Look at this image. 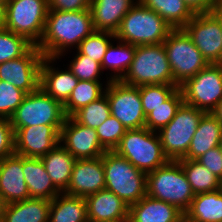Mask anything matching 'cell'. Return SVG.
Here are the masks:
<instances>
[{
  "instance_id": "4dcf8cb0",
  "label": "cell",
  "mask_w": 222,
  "mask_h": 222,
  "mask_svg": "<svg viewBox=\"0 0 222 222\" xmlns=\"http://www.w3.org/2000/svg\"><path fill=\"white\" fill-rule=\"evenodd\" d=\"M195 194L222 188V181L197 160H178Z\"/></svg>"
},
{
  "instance_id": "c3c4849f",
  "label": "cell",
  "mask_w": 222,
  "mask_h": 222,
  "mask_svg": "<svg viewBox=\"0 0 222 222\" xmlns=\"http://www.w3.org/2000/svg\"><path fill=\"white\" fill-rule=\"evenodd\" d=\"M3 206H4V204H3V202L1 201V198H0V222H1Z\"/></svg>"
},
{
  "instance_id": "8992f818",
  "label": "cell",
  "mask_w": 222,
  "mask_h": 222,
  "mask_svg": "<svg viewBox=\"0 0 222 222\" xmlns=\"http://www.w3.org/2000/svg\"><path fill=\"white\" fill-rule=\"evenodd\" d=\"M114 151L146 174L170 161L164 154L157 132L146 127L127 130Z\"/></svg>"
},
{
  "instance_id": "8fae6325",
  "label": "cell",
  "mask_w": 222,
  "mask_h": 222,
  "mask_svg": "<svg viewBox=\"0 0 222 222\" xmlns=\"http://www.w3.org/2000/svg\"><path fill=\"white\" fill-rule=\"evenodd\" d=\"M179 89L185 104L211 113L222 100V64H209Z\"/></svg>"
},
{
  "instance_id": "d4e9b609",
  "label": "cell",
  "mask_w": 222,
  "mask_h": 222,
  "mask_svg": "<svg viewBox=\"0 0 222 222\" xmlns=\"http://www.w3.org/2000/svg\"><path fill=\"white\" fill-rule=\"evenodd\" d=\"M222 125L212 113H205L197 126L190 147L183 159L196 160L208 150L219 146Z\"/></svg>"
},
{
  "instance_id": "bcb514c9",
  "label": "cell",
  "mask_w": 222,
  "mask_h": 222,
  "mask_svg": "<svg viewBox=\"0 0 222 222\" xmlns=\"http://www.w3.org/2000/svg\"><path fill=\"white\" fill-rule=\"evenodd\" d=\"M222 125V100L217 104L216 108L211 112Z\"/></svg>"
},
{
  "instance_id": "d6a6232c",
  "label": "cell",
  "mask_w": 222,
  "mask_h": 222,
  "mask_svg": "<svg viewBox=\"0 0 222 222\" xmlns=\"http://www.w3.org/2000/svg\"><path fill=\"white\" fill-rule=\"evenodd\" d=\"M183 103V95L178 88L161 106L146 116L145 127L153 132H158L170 123Z\"/></svg>"
},
{
  "instance_id": "b9f144b4",
  "label": "cell",
  "mask_w": 222,
  "mask_h": 222,
  "mask_svg": "<svg viewBox=\"0 0 222 222\" xmlns=\"http://www.w3.org/2000/svg\"><path fill=\"white\" fill-rule=\"evenodd\" d=\"M222 181V151L220 146L208 150L196 159Z\"/></svg>"
},
{
  "instance_id": "484cf974",
  "label": "cell",
  "mask_w": 222,
  "mask_h": 222,
  "mask_svg": "<svg viewBox=\"0 0 222 222\" xmlns=\"http://www.w3.org/2000/svg\"><path fill=\"white\" fill-rule=\"evenodd\" d=\"M40 159L54 186L64 193L70 182L76 159L60 143Z\"/></svg>"
},
{
  "instance_id": "8d00e7d4",
  "label": "cell",
  "mask_w": 222,
  "mask_h": 222,
  "mask_svg": "<svg viewBox=\"0 0 222 222\" xmlns=\"http://www.w3.org/2000/svg\"><path fill=\"white\" fill-rule=\"evenodd\" d=\"M179 87L177 85H141L139 93L145 116L161 106Z\"/></svg>"
},
{
  "instance_id": "f6af8a7d",
  "label": "cell",
  "mask_w": 222,
  "mask_h": 222,
  "mask_svg": "<svg viewBox=\"0 0 222 222\" xmlns=\"http://www.w3.org/2000/svg\"><path fill=\"white\" fill-rule=\"evenodd\" d=\"M6 4L0 3V30L5 28Z\"/></svg>"
},
{
  "instance_id": "681fc988",
  "label": "cell",
  "mask_w": 222,
  "mask_h": 222,
  "mask_svg": "<svg viewBox=\"0 0 222 222\" xmlns=\"http://www.w3.org/2000/svg\"><path fill=\"white\" fill-rule=\"evenodd\" d=\"M9 0H0V3L7 4Z\"/></svg>"
},
{
  "instance_id": "e575fe53",
  "label": "cell",
  "mask_w": 222,
  "mask_h": 222,
  "mask_svg": "<svg viewBox=\"0 0 222 222\" xmlns=\"http://www.w3.org/2000/svg\"><path fill=\"white\" fill-rule=\"evenodd\" d=\"M115 33L108 31H94L87 36L76 48L82 54L90 57L99 63L106 53V50L112 41L115 42Z\"/></svg>"
},
{
  "instance_id": "5b68a950",
  "label": "cell",
  "mask_w": 222,
  "mask_h": 222,
  "mask_svg": "<svg viewBox=\"0 0 222 222\" xmlns=\"http://www.w3.org/2000/svg\"><path fill=\"white\" fill-rule=\"evenodd\" d=\"M130 86L173 85V75L163 43L136 46L134 59L120 80Z\"/></svg>"
},
{
  "instance_id": "ffe728a7",
  "label": "cell",
  "mask_w": 222,
  "mask_h": 222,
  "mask_svg": "<svg viewBox=\"0 0 222 222\" xmlns=\"http://www.w3.org/2000/svg\"><path fill=\"white\" fill-rule=\"evenodd\" d=\"M90 222H118L128 219L129 206L107 189L85 197Z\"/></svg>"
},
{
  "instance_id": "db71d44e",
  "label": "cell",
  "mask_w": 222,
  "mask_h": 222,
  "mask_svg": "<svg viewBox=\"0 0 222 222\" xmlns=\"http://www.w3.org/2000/svg\"><path fill=\"white\" fill-rule=\"evenodd\" d=\"M221 30H222V14H221Z\"/></svg>"
},
{
  "instance_id": "60d3db41",
  "label": "cell",
  "mask_w": 222,
  "mask_h": 222,
  "mask_svg": "<svg viewBox=\"0 0 222 222\" xmlns=\"http://www.w3.org/2000/svg\"><path fill=\"white\" fill-rule=\"evenodd\" d=\"M14 130L10 120L0 118V161L15 153Z\"/></svg>"
},
{
  "instance_id": "83f0119b",
  "label": "cell",
  "mask_w": 222,
  "mask_h": 222,
  "mask_svg": "<svg viewBox=\"0 0 222 222\" xmlns=\"http://www.w3.org/2000/svg\"><path fill=\"white\" fill-rule=\"evenodd\" d=\"M85 198L60 193L51 200L49 222H88Z\"/></svg>"
},
{
  "instance_id": "3957f363",
  "label": "cell",
  "mask_w": 222,
  "mask_h": 222,
  "mask_svg": "<svg viewBox=\"0 0 222 222\" xmlns=\"http://www.w3.org/2000/svg\"><path fill=\"white\" fill-rule=\"evenodd\" d=\"M146 195L175 205L183 213L189 209L195 197L178 161H169L147 174Z\"/></svg>"
},
{
  "instance_id": "4316f807",
  "label": "cell",
  "mask_w": 222,
  "mask_h": 222,
  "mask_svg": "<svg viewBox=\"0 0 222 222\" xmlns=\"http://www.w3.org/2000/svg\"><path fill=\"white\" fill-rule=\"evenodd\" d=\"M184 218L189 222L222 221V188L195 194Z\"/></svg>"
},
{
  "instance_id": "f35d334b",
  "label": "cell",
  "mask_w": 222,
  "mask_h": 222,
  "mask_svg": "<svg viewBox=\"0 0 222 222\" xmlns=\"http://www.w3.org/2000/svg\"><path fill=\"white\" fill-rule=\"evenodd\" d=\"M127 129L113 115H110L97 129V137L106 151H114Z\"/></svg>"
},
{
  "instance_id": "7c38bea8",
  "label": "cell",
  "mask_w": 222,
  "mask_h": 222,
  "mask_svg": "<svg viewBox=\"0 0 222 222\" xmlns=\"http://www.w3.org/2000/svg\"><path fill=\"white\" fill-rule=\"evenodd\" d=\"M210 64H222L221 13L195 14L182 28Z\"/></svg>"
},
{
  "instance_id": "7bdbcfd3",
  "label": "cell",
  "mask_w": 222,
  "mask_h": 222,
  "mask_svg": "<svg viewBox=\"0 0 222 222\" xmlns=\"http://www.w3.org/2000/svg\"><path fill=\"white\" fill-rule=\"evenodd\" d=\"M92 0H48V10L79 11L90 9Z\"/></svg>"
},
{
  "instance_id": "603a6c76",
  "label": "cell",
  "mask_w": 222,
  "mask_h": 222,
  "mask_svg": "<svg viewBox=\"0 0 222 222\" xmlns=\"http://www.w3.org/2000/svg\"><path fill=\"white\" fill-rule=\"evenodd\" d=\"M22 171L30 198L51 201L61 192L54 186L40 158L22 156Z\"/></svg>"
},
{
  "instance_id": "5bb4252c",
  "label": "cell",
  "mask_w": 222,
  "mask_h": 222,
  "mask_svg": "<svg viewBox=\"0 0 222 222\" xmlns=\"http://www.w3.org/2000/svg\"><path fill=\"white\" fill-rule=\"evenodd\" d=\"M44 56L33 45L23 56L0 63V80L25 91L35 92L40 83V66Z\"/></svg>"
},
{
  "instance_id": "44dd1931",
  "label": "cell",
  "mask_w": 222,
  "mask_h": 222,
  "mask_svg": "<svg viewBox=\"0 0 222 222\" xmlns=\"http://www.w3.org/2000/svg\"><path fill=\"white\" fill-rule=\"evenodd\" d=\"M184 213L175 205L144 196L129 206V222H181Z\"/></svg>"
},
{
  "instance_id": "f907efd6",
  "label": "cell",
  "mask_w": 222,
  "mask_h": 222,
  "mask_svg": "<svg viewBox=\"0 0 222 222\" xmlns=\"http://www.w3.org/2000/svg\"><path fill=\"white\" fill-rule=\"evenodd\" d=\"M220 148H221V151H222V137H221V141H220V144H219Z\"/></svg>"
},
{
  "instance_id": "2e32d148",
  "label": "cell",
  "mask_w": 222,
  "mask_h": 222,
  "mask_svg": "<svg viewBox=\"0 0 222 222\" xmlns=\"http://www.w3.org/2000/svg\"><path fill=\"white\" fill-rule=\"evenodd\" d=\"M63 125H38L19 128L14 133L15 154L41 158L59 144Z\"/></svg>"
},
{
  "instance_id": "ee69618b",
  "label": "cell",
  "mask_w": 222,
  "mask_h": 222,
  "mask_svg": "<svg viewBox=\"0 0 222 222\" xmlns=\"http://www.w3.org/2000/svg\"><path fill=\"white\" fill-rule=\"evenodd\" d=\"M194 14L209 13L217 8V0H184Z\"/></svg>"
},
{
  "instance_id": "1f68e13d",
  "label": "cell",
  "mask_w": 222,
  "mask_h": 222,
  "mask_svg": "<svg viewBox=\"0 0 222 222\" xmlns=\"http://www.w3.org/2000/svg\"><path fill=\"white\" fill-rule=\"evenodd\" d=\"M110 81H105L106 84L103 85L102 81L79 80L67 102L63 105L65 115L71 117L79 109L102 97Z\"/></svg>"
},
{
  "instance_id": "816d5d0a",
  "label": "cell",
  "mask_w": 222,
  "mask_h": 222,
  "mask_svg": "<svg viewBox=\"0 0 222 222\" xmlns=\"http://www.w3.org/2000/svg\"><path fill=\"white\" fill-rule=\"evenodd\" d=\"M88 222H90V221H88ZM118 222H129V219L118 221Z\"/></svg>"
},
{
  "instance_id": "f546056e",
  "label": "cell",
  "mask_w": 222,
  "mask_h": 222,
  "mask_svg": "<svg viewBox=\"0 0 222 222\" xmlns=\"http://www.w3.org/2000/svg\"><path fill=\"white\" fill-rule=\"evenodd\" d=\"M148 9L159 14L173 29H182L194 13L184 0H139Z\"/></svg>"
},
{
  "instance_id": "f5cc1de1",
  "label": "cell",
  "mask_w": 222,
  "mask_h": 222,
  "mask_svg": "<svg viewBox=\"0 0 222 222\" xmlns=\"http://www.w3.org/2000/svg\"><path fill=\"white\" fill-rule=\"evenodd\" d=\"M181 222H189L186 218H183Z\"/></svg>"
},
{
  "instance_id": "9c48e42d",
  "label": "cell",
  "mask_w": 222,
  "mask_h": 222,
  "mask_svg": "<svg viewBox=\"0 0 222 222\" xmlns=\"http://www.w3.org/2000/svg\"><path fill=\"white\" fill-rule=\"evenodd\" d=\"M66 118L63 105L39 87L25 96L9 120L15 133L22 127L64 125Z\"/></svg>"
},
{
  "instance_id": "7dc6e473",
  "label": "cell",
  "mask_w": 222,
  "mask_h": 222,
  "mask_svg": "<svg viewBox=\"0 0 222 222\" xmlns=\"http://www.w3.org/2000/svg\"><path fill=\"white\" fill-rule=\"evenodd\" d=\"M216 9L222 14V0H217V8Z\"/></svg>"
},
{
  "instance_id": "9a60e30c",
  "label": "cell",
  "mask_w": 222,
  "mask_h": 222,
  "mask_svg": "<svg viewBox=\"0 0 222 222\" xmlns=\"http://www.w3.org/2000/svg\"><path fill=\"white\" fill-rule=\"evenodd\" d=\"M59 143L75 159H95L106 152L98 140L96 129L81 125L72 117H67L60 129Z\"/></svg>"
},
{
  "instance_id": "277c9868",
  "label": "cell",
  "mask_w": 222,
  "mask_h": 222,
  "mask_svg": "<svg viewBox=\"0 0 222 222\" xmlns=\"http://www.w3.org/2000/svg\"><path fill=\"white\" fill-rule=\"evenodd\" d=\"M105 189L112 191L128 206L146 196L147 174L134 167L115 151L102 155Z\"/></svg>"
},
{
  "instance_id": "6da1fadb",
  "label": "cell",
  "mask_w": 222,
  "mask_h": 222,
  "mask_svg": "<svg viewBox=\"0 0 222 222\" xmlns=\"http://www.w3.org/2000/svg\"><path fill=\"white\" fill-rule=\"evenodd\" d=\"M94 31L90 9L48 10L43 35L37 48L44 57L61 59Z\"/></svg>"
},
{
  "instance_id": "74e56055",
  "label": "cell",
  "mask_w": 222,
  "mask_h": 222,
  "mask_svg": "<svg viewBox=\"0 0 222 222\" xmlns=\"http://www.w3.org/2000/svg\"><path fill=\"white\" fill-rule=\"evenodd\" d=\"M66 68H68L78 80L82 81H101L100 75L103 76L102 74H104L101 63L92 60L86 55L80 54L77 50L75 56H73V59L67 64Z\"/></svg>"
},
{
  "instance_id": "30bf717a",
  "label": "cell",
  "mask_w": 222,
  "mask_h": 222,
  "mask_svg": "<svg viewBox=\"0 0 222 222\" xmlns=\"http://www.w3.org/2000/svg\"><path fill=\"white\" fill-rule=\"evenodd\" d=\"M48 0H9L5 28L37 46L43 35Z\"/></svg>"
},
{
  "instance_id": "cb8c5ba5",
  "label": "cell",
  "mask_w": 222,
  "mask_h": 222,
  "mask_svg": "<svg viewBox=\"0 0 222 222\" xmlns=\"http://www.w3.org/2000/svg\"><path fill=\"white\" fill-rule=\"evenodd\" d=\"M51 201L29 198L5 204L1 222H49Z\"/></svg>"
},
{
  "instance_id": "836d02e7",
  "label": "cell",
  "mask_w": 222,
  "mask_h": 222,
  "mask_svg": "<svg viewBox=\"0 0 222 222\" xmlns=\"http://www.w3.org/2000/svg\"><path fill=\"white\" fill-rule=\"evenodd\" d=\"M111 115L109 100L104 94L76 111L71 117L79 124L97 129Z\"/></svg>"
},
{
  "instance_id": "f1b7e54d",
  "label": "cell",
  "mask_w": 222,
  "mask_h": 222,
  "mask_svg": "<svg viewBox=\"0 0 222 222\" xmlns=\"http://www.w3.org/2000/svg\"><path fill=\"white\" fill-rule=\"evenodd\" d=\"M115 41L117 45L112 41L108 46L102 59L101 67L103 72L105 69L111 71L106 80L120 81L130 68L136 52V46L118 39H115Z\"/></svg>"
},
{
  "instance_id": "52a82bcc",
  "label": "cell",
  "mask_w": 222,
  "mask_h": 222,
  "mask_svg": "<svg viewBox=\"0 0 222 222\" xmlns=\"http://www.w3.org/2000/svg\"><path fill=\"white\" fill-rule=\"evenodd\" d=\"M163 46L173 75V85L178 87L210 64L183 29H173Z\"/></svg>"
},
{
  "instance_id": "e0dca14e",
  "label": "cell",
  "mask_w": 222,
  "mask_h": 222,
  "mask_svg": "<svg viewBox=\"0 0 222 222\" xmlns=\"http://www.w3.org/2000/svg\"><path fill=\"white\" fill-rule=\"evenodd\" d=\"M105 189L102 156L95 159H76L65 194L87 197Z\"/></svg>"
},
{
  "instance_id": "ac0fdd59",
  "label": "cell",
  "mask_w": 222,
  "mask_h": 222,
  "mask_svg": "<svg viewBox=\"0 0 222 222\" xmlns=\"http://www.w3.org/2000/svg\"><path fill=\"white\" fill-rule=\"evenodd\" d=\"M58 58L44 57L40 66L39 87L53 99L64 105L73 89L77 86L78 79L66 67H55ZM54 66V67H53ZM61 69V70H60Z\"/></svg>"
},
{
  "instance_id": "4fadbf2b",
  "label": "cell",
  "mask_w": 222,
  "mask_h": 222,
  "mask_svg": "<svg viewBox=\"0 0 222 222\" xmlns=\"http://www.w3.org/2000/svg\"><path fill=\"white\" fill-rule=\"evenodd\" d=\"M105 94L109 100L111 115L116 117L127 130L145 127L146 116L141 103L139 86L110 81Z\"/></svg>"
},
{
  "instance_id": "7402d4cb",
  "label": "cell",
  "mask_w": 222,
  "mask_h": 222,
  "mask_svg": "<svg viewBox=\"0 0 222 222\" xmlns=\"http://www.w3.org/2000/svg\"><path fill=\"white\" fill-rule=\"evenodd\" d=\"M138 0H92L90 11L95 31L115 33L123 17Z\"/></svg>"
},
{
  "instance_id": "ba28073f",
  "label": "cell",
  "mask_w": 222,
  "mask_h": 222,
  "mask_svg": "<svg viewBox=\"0 0 222 222\" xmlns=\"http://www.w3.org/2000/svg\"><path fill=\"white\" fill-rule=\"evenodd\" d=\"M205 113L183 103L170 123L157 132L164 154L170 161H178L186 156L197 126Z\"/></svg>"
},
{
  "instance_id": "d6986e66",
  "label": "cell",
  "mask_w": 222,
  "mask_h": 222,
  "mask_svg": "<svg viewBox=\"0 0 222 222\" xmlns=\"http://www.w3.org/2000/svg\"><path fill=\"white\" fill-rule=\"evenodd\" d=\"M0 198L4 205L30 198L22 171V156L15 153L0 161Z\"/></svg>"
},
{
  "instance_id": "ab89813d",
  "label": "cell",
  "mask_w": 222,
  "mask_h": 222,
  "mask_svg": "<svg viewBox=\"0 0 222 222\" xmlns=\"http://www.w3.org/2000/svg\"><path fill=\"white\" fill-rule=\"evenodd\" d=\"M27 93L0 80V118L10 119Z\"/></svg>"
},
{
  "instance_id": "d590c367",
  "label": "cell",
  "mask_w": 222,
  "mask_h": 222,
  "mask_svg": "<svg viewBox=\"0 0 222 222\" xmlns=\"http://www.w3.org/2000/svg\"><path fill=\"white\" fill-rule=\"evenodd\" d=\"M32 46L25 37L6 28L0 30V63L23 56Z\"/></svg>"
},
{
  "instance_id": "7a4b0ae2",
  "label": "cell",
  "mask_w": 222,
  "mask_h": 222,
  "mask_svg": "<svg viewBox=\"0 0 222 222\" xmlns=\"http://www.w3.org/2000/svg\"><path fill=\"white\" fill-rule=\"evenodd\" d=\"M172 30L159 14L138 0L123 17L115 38L135 46L161 44Z\"/></svg>"
}]
</instances>
